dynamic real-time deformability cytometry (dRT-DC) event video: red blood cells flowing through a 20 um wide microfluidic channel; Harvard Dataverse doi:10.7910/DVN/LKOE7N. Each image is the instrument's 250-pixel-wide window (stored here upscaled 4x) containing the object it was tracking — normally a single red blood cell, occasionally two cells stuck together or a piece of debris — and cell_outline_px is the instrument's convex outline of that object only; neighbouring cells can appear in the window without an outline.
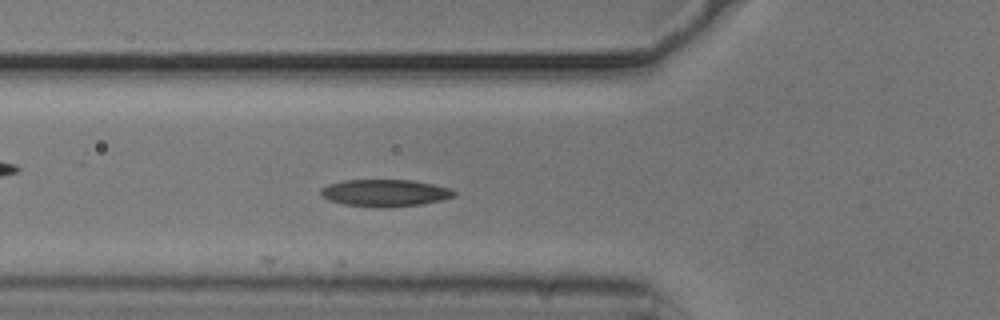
{"species": "common noctule bat (a hibernating species)", "species_latin": "Nyctalus noctula", "temperature_condition": "cold", "stored_images_in_passage": 12, "camera_frame_rate_fps": 3000, "um_per_image_px": 0.085, "animal": {"sex": "male", "body_mass_g": 20.5, "forearm_length_mm": 52.5}, "frame": {"image": 1, "passage_image": 3, "time_ms": 0.667, "image_size_px": [1000, 320], "cell_outline_px": [[456, 196], [440, 200], [420, 204], [384, 208], [376, 208], [344, 204], [328, 200], [320, 192], [320, 188], [328, 184], [344, 180], [412, 180], [452, 188], [456, 192]], "centroid_in_image_um": [32.72, 16.4], "position_along_channel_um": 93.1, "area_um2": 21.1}}